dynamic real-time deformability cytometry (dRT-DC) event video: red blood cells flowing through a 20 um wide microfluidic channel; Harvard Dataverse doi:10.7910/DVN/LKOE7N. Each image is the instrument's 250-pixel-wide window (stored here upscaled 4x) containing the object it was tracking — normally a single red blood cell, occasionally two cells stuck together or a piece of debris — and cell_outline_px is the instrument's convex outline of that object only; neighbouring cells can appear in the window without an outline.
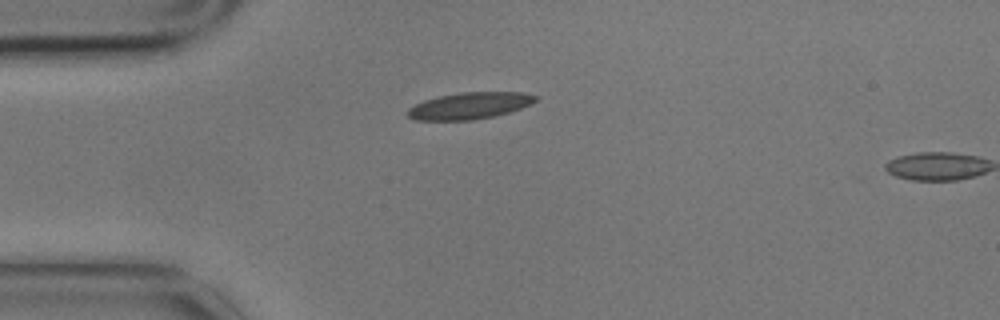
{"species": "common noctule bat (a hibernating species)", "species_latin": "Nyctalus noctula", "temperature_condition": "cold", "stored_images_in_passage": 2, "camera_frame_rate_fps": 3000, "um_per_image_px": 0.085, "animal": {"sex": "male", "body_mass_g": 17.9}, "frame": {"image": 1, "passage_image": 1, "time_ms": 0.0, "image_size_px": [1000, 320], "cell_outline_px": [[540, 96], [536, 100], [520, 108], [496, 116], [472, 120], [416, 120], [408, 116], [408, 108], [424, 100], [440, 96], [460, 92], [520, 92]], "centroid_in_image_um": [39.91, 8.98], "position_along_channel_um": 45.1, "area_um2": 19.71}}